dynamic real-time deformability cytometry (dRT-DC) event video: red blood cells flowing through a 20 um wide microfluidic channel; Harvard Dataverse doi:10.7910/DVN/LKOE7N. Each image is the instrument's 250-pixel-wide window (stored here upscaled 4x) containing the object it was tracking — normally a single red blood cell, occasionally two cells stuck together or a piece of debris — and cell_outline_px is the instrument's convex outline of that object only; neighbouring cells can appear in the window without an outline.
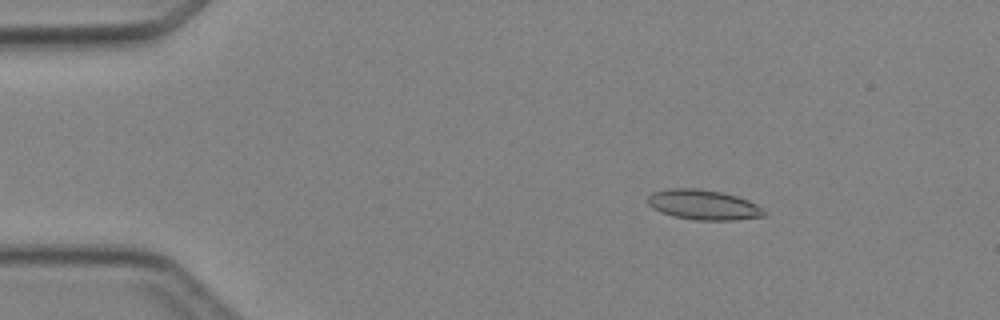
{"species": "Egyptian fruit bat (a non-hibernating species)", "species_latin": "Rousettus aegyptiacus", "temperature_condition": "cold", "stored_images_in_passage": 3, "camera_frame_rate_fps": 3000, "um_per_image_px": 0.085, "animal": {"sex": "female"}, "frame": {"image": 1, "passage_image": 1, "time_ms": 0.0, "image_size_px": [1000, 320], "cell_outline_px": [[768, 212], [764, 216], [732, 220], [696, 220], [672, 216], [660, 212], [652, 208], [648, 204], [648, 196], [652, 192], [668, 188], [692, 188], [720, 192], [736, 196], [748, 200], [764, 208]], "centroid_in_image_um": [59.78, 17.41], "position_along_channel_um": 25.2, "area_um2": 20.4}}
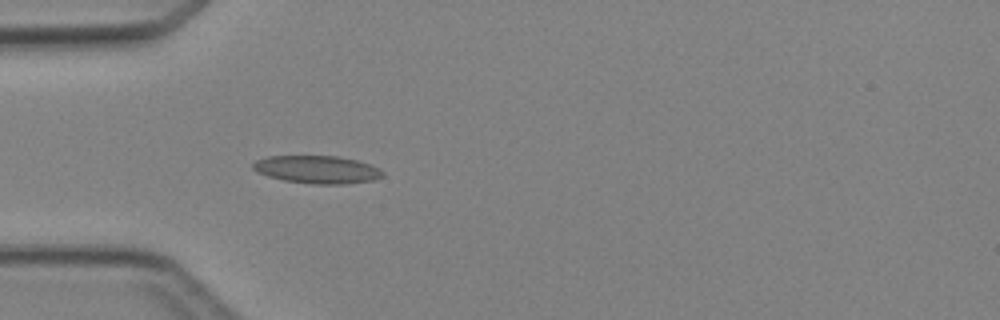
{"frame": {"image": 2, "passage_image": 3, "time_ms": 2.333, "image_size_px": [1000, 320], "cell_outline_px": [[384, 176], [372, 180], [340, 184], [312, 184], [284, 180], [268, 176], [256, 172], [252, 168], [252, 164], [256, 160], [268, 156], [340, 156], [356, 160], [368, 164], [384, 172]], "centroid_in_image_um": [26.91, 14.4], "position_along_channel_um": 58.1, "area_um2": 20.87}}